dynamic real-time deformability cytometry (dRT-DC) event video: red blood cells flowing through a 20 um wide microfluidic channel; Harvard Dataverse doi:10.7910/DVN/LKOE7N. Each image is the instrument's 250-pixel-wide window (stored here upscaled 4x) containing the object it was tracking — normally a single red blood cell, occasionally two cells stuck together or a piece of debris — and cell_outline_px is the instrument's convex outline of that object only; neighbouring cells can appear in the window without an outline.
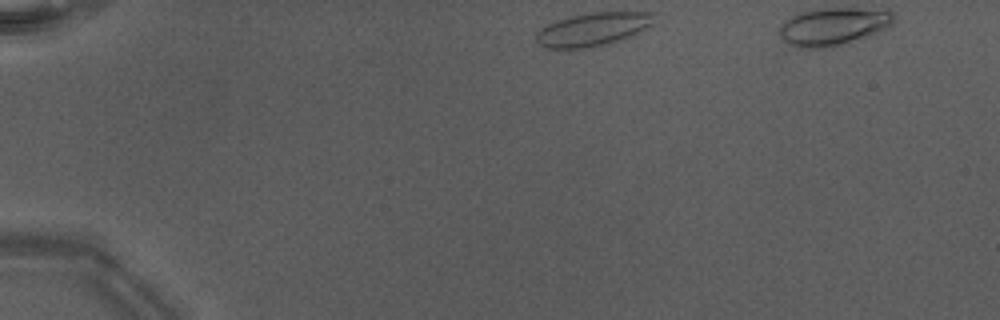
{"species": "Egyptian fruit bat (a non-hibernating species)", "species_latin": "Rousettus aegyptiacus", "temperature_condition": "warm", "stored_images_in_passage": 37, "camera_frame_rate_fps": 3000, "um_per_image_px": 0.085, "animal": {"sex": "male"}, "frame": {"image": 1, "passage_image": 1, "time_ms": 0.0, "image_size_px": [1000, 320], "cell_outline_px": [[656, 12], [652, 24], [632, 36], [604, 44], [588, 48], [544, 48], [536, 44], [536, 32], [548, 24], [556, 20], [572, 16], [592, 12]], "centroid_in_image_um": [50.37, 2.49], "position_along_channel_um": 34.6, "area_um2": 22.83}}
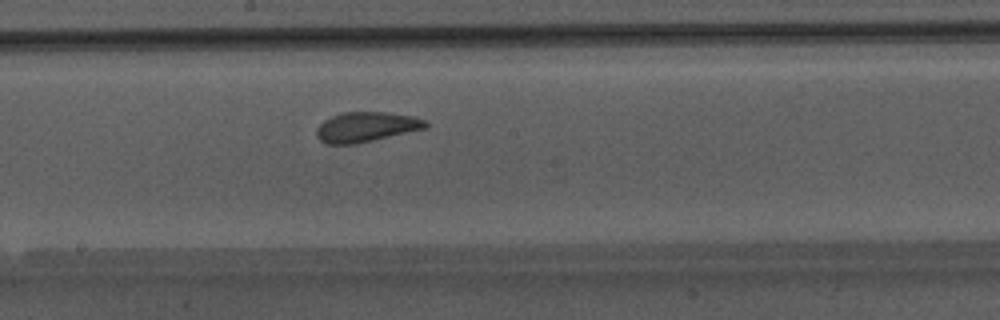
{"frame": {"image": 2, "passage_image": 19, "time_ms": 6.0, "image_size_px": [1000, 320], "cell_outline_px": [[428, 128], [356, 144], [328, 144], [320, 140], [316, 136], [316, 128], [324, 120], [332, 116], [344, 112], [388, 112], [412, 116], [428, 120]], "centroid_in_image_um": [31.15, 10.79], "position_along_channel_um": 217.0, "area_um2": 19.19}}
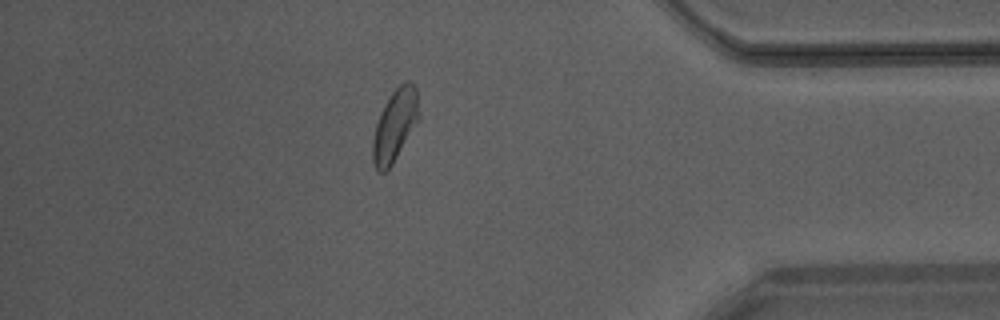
{"frame": {"image": 3, "passage_image": 34, "time_ms": 11.0, "image_size_px": [1000, 320], "cell_outline_px": [[420, 120], [392, 164], [384, 172], [380, 172], [376, 168], [372, 160], [372, 140], [376, 124], [384, 104], [392, 92], [404, 80], [408, 80], [416, 88], [420, 116]], "centroid_in_image_um": [33.58, 10.64], "position_along_channel_um": 401.6, "area_um2": 19.42}}